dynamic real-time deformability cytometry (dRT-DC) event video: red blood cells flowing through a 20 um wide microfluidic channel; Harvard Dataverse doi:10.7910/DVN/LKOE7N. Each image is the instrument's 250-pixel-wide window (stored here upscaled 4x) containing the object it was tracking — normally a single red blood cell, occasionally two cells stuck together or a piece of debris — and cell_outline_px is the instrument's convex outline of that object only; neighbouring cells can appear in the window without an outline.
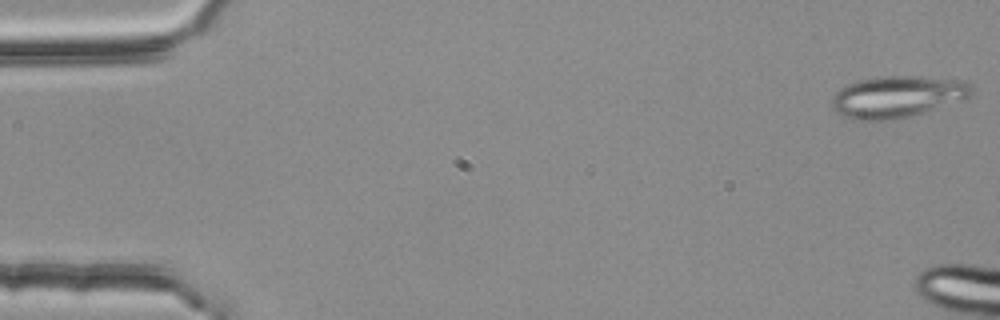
{"species": "common noctule bat (a hibernating species)", "species_latin": "Nyctalus noctula", "temperature_condition": "room temperature", "stored_images_in_passage": 8, "camera_frame_rate_fps": 3000, "um_per_image_px": 0.085, "animal": {"sex": "female", "body_mass_g": 25.1}, "frame": {"image": 1, "passage_image": 1, "time_ms": 0.0, "image_size_px": [1000, 320], "cell_outline_px": [[972, 96], [964, 100], [908, 116], [892, 120], [852, 120], [836, 112], [832, 108], [832, 100], [836, 92], [840, 88], [848, 84], [860, 80], [884, 76], [912, 76], [944, 80], [968, 84], [972, 88]], "centroid_in_image_um": [76.19, 8.25], "position_along_channel_um": 8.8, "area_um2": 33.18}}